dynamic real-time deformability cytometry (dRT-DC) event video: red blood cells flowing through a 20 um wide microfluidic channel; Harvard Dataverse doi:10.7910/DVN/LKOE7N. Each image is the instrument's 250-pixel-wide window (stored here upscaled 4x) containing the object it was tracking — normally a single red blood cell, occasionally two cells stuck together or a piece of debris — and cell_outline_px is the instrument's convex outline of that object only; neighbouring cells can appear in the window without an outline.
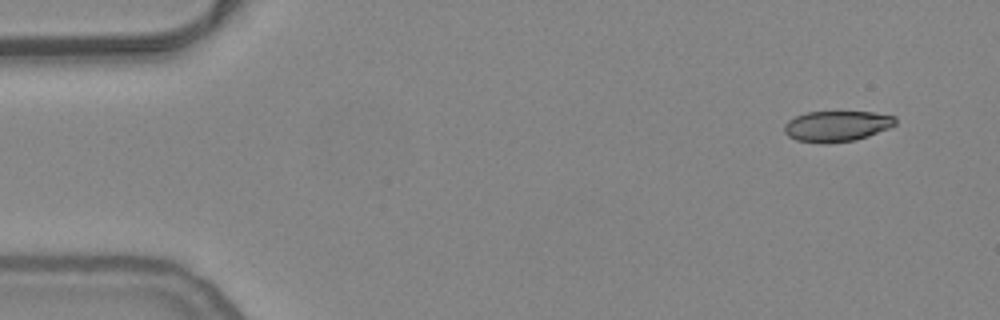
{"species": "common noctule bat (a hibernating species)", "species_latin": "Nyctalus noctula", "temperature_condition": "warm", "stored_images_in_passage": 51, "camera_frame_rate_fps": 3000, "um_per_image_px": 0.085, "animal": {"sex": "female", "body_mass_g": 24.6, "forearm_length_mm": 56.2}, "frame": {"image": 1, "passage_image": 1, "time_ms": 0.0, "image_size_px": [1000, 320], "cell_outline_px": [[896, 124], [888, 128], [868, 136], [856, 140], [824, 144], [796, 140], [788, 136], [784, 132], [784, 124], [788, 120], [796, 116], [808, 112], [872, 112], [896, 116]], "centroid_in_image_um": [71.11, 10.73], "position_along_channel_um": 13.9, "area_um2": 19.94}}
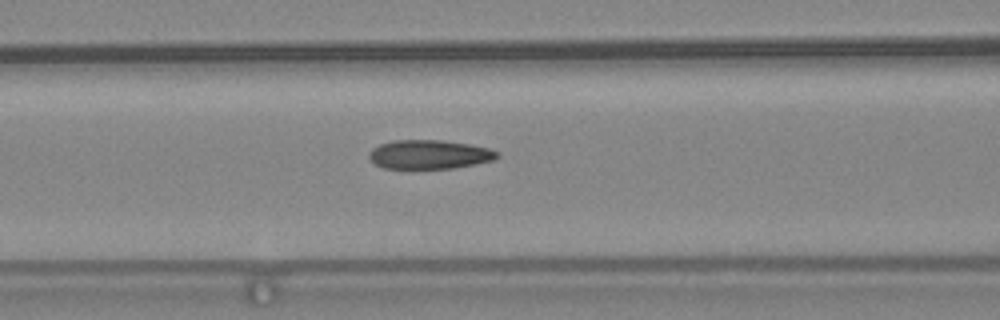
{"frame": {"image": 2, "passage_image": 19, "time_ms": 6.0, "image_size_px": [1000, 320], "cell_outline_px": [[500, 156], [496, 160], [476, 164], [452, 168], [384, 168], [376, 164], [368, 156], [368, 152], [372, 148], [380, 144], [392, 140], [444, 140], [468, 144], [488, 148], [500, 152]], "centroid_in_image_um": [36.52, 13.12], "position_along_channel_um": 130.1, "area_um2": 21.73}}
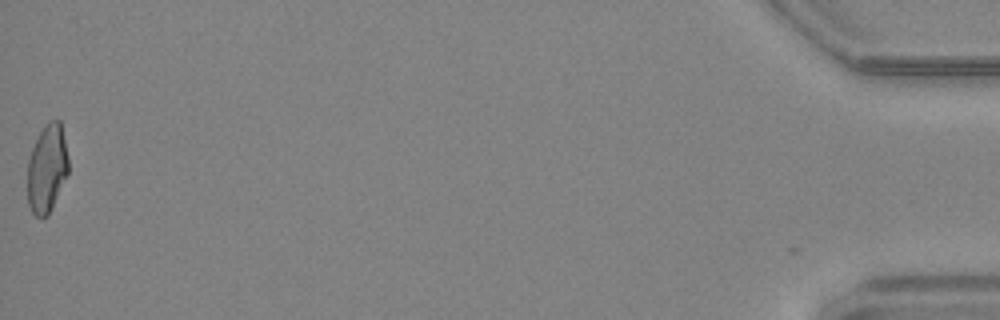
{"frame": {"image": 3, "passage_image": 51, "time_ms": 16.667, "image_size_px": [1000, 320], "cell_outline_px": [[68, 172], [52, 208], [48, 216], [36, 216], [32, 212], [28, 204], [28, 160], [32, 148], [40, 132], [48, 120], [60, 120], [68, 156]], "centroid_in_image_um": [4.0, 14.32], "position_along_channel_um": 431.2, "area_um2": 20.81}, "authors_computed_cell_mechanics": {"area_um2": 21.8484, "velocity_mm_per_s": 3.8035, "shape_relaxation_time_tau1_ms": null, "shape_relaxation_time_tau2_ms": 1.9916, "deformation_change_tau1": null, "deformation_change_tau2": 0.0852}}